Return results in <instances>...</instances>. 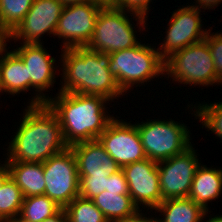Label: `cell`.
Instances as JSON below:
<instances>
[{
	"instance_id": "2e32d148",
	"label": "cell",
	"mask_w": 222,
	"mask_h": 222,
	"mask_svg": "<svg viewBox=\"0 0 222 222\" xmlns=\"http://www.w3.org/2000/svg\"><path fill=\"white\" fill-rule=\"evenodd\" d=\"M79 177L107 178L122 168L105 151L98 139L71 145Z\"/></svg>"
},
{
	"instance_id": "ffe728a7",
	"label": "cell",
	"mask_w": 222,
	"mask_h": 222,
	"mask_svg": "<svg viewBox=\"0 0 222 222\" xmlns=\"http://www.w3.org/2000/svg\"><path fill=\"white\" fill-rule=\"evenodd\" d=\"M91 200L109 222H127L140 210L130 195L119 192L105 190Z\"/></svg>"
},
{
	"instance_id": "44dd1931",
	"label": "cell",
	"mask_w": 222,
	"mask_h": 222,
	"mask_svg": "<svg viewBox=\"0 0 222 222\" xmlns=\"http://www.w3.org/2000/svg\"><path fill=\"white\" fill-rule=\"evenodd\" d=\"M155 210L164 216L161 222H201L209 212L190 198L165 199Z\"/></svg>"
},
{
	"instance_id": "7a4b0ae2",
	"label": "cell",
	"mask_w": 222,
	"mask_h": 222,
	"mask_svg": "<svg viewBox=\"0 0 222 222\" xmlns=\"http://www.w3.org/2000/svg\"><path fill=\"white\" fill-rule=\"evenodd\" d=\"M106 102L109 100L102 96L59 92L55 98L49 97L46 105L57 116L64 141L70 147L96 140L104 132L115 118L106 114Z\"/></svg>"
},
{
	"instance_id": "4fadbf2b",
	"label": "cell",
	"mask_w": 222,
	"mask_h": 222,
	"mask_svg": "<svg viewBox=\"0 0 222 222\" xmlns=\"http://www.w3.org/2000/svg\"><path fill=\"white\" fill-rule=\"evenodd\" d=\"M102 8L93 3L64 6L55 35L65 39L63 49L85 47L90 42Z\"/></svg>"
},
{
	"instance_id": "5b68a950",
	"label": "cell",
	"mask_w": 222,
	"mask_h": 222,
	"mask_svg": "<svg viewBox=\"0 0 222 222\" xmlns=\"http://www.w3.org/2000/svg\"><path fill=\"white\" fill-rule=\"evenodd\" d=\"M164 74L182 84L208 86L218 84L208 42L189 45L165 60ZM193 84V85H192Z\"/></svg>"
},
{
	"instance_id": "52a82bcc",
	"label": "cell",
	"mask_w": 222,
	"mask_h": 222,
	"mask_svg": "<svg viewBox=\"0 0 222 222\" xmlns=\"http://www.w3.org/2000/svg\"><path fill=\"white\" fill-rule=\"evenodd\" d=\"M127 11L117 7L102 8L98 14L93 36L87 48L97 52L113 53L136 46L135 28Z\"/></svg>"
},
{
	"instance_id": "5bb4252c",
	"label": "cell",
	"mask_w": 222,
	"mask_h": 222,
	"mask_svg": "<svg viewBox=\"0 0 222 222\" xmlns=\"http://www.w3.org/2000/svg\"><path fill=\"white\" fill-rule=\"evenodd\" d=\"M64 6L60 0H34L23 21L5 38V41L19 39L23 41L22 44H37L42 43L40 37L45 33L55 36Z\"/></svg>"
},
{
	"instance_id": "d590c367",
	"label": "cell",
	"mask_w": 222,
	"mask_h": 222,
	"mask_svg": "<svg viewBox=\"0 0 222 222\" xmlns=\"http://www.w3.org/2000/svg\"><path fill=\"white\" fill-rule=\"evenodd\" d=\"M65 6L86 3L87 0H60Z\"/></svg>"
},
{
	"instance_id": "6da1fadb",
	"label": "cell",
	"mask_w": 222,
	"mask_h": 222,
	"mask_svg": "<svg viewBox=\"0 0 222 222\" xmlns=\"http://www.w3.org/2000/svg\"><path fill=\"white\" fill-rule=\"evenodd\" d=\"M9 142L7 162L42 163L68 148L57 116L46 105L27 106Z\"/></svg>"
},
{
	"instance_id": "8fae6325",
	"label": "cell",
	"mask_w": 222,
	"mask_h": 222,
	"mask_svg": "<svg viewBox=\"0 0 222 222\" xmlns=\"http://www.w3.org/2000/svg\"><path fill=\"white\" fill-rule=\"evenodd\" d=\"M120 120L113 118L98 140L109 156L122 168L147 157L137 126Z\"/></svg>"
},
{
	"instance_id": "9c48e42d",
	"label": "cell",
	"mask_w": 222,
	"mask_h": 222,
	"mask_svg": "<svg viewBox=\"0 0 222 222\" xmlns=\"http://www.w3.org/2000/svg\"><path fill=\"white\" fill-rule=\"evenodd\" d=\"M192 144L182 153L157 162L162 200L188 198L193 177L201 163Z\"/></svg>"
},
{
	"instance_id": "d6986e66",
	"label": "cell",
	"mask_w": 222,
	"mask_h": 222,
	"mask_svg": "<svg viewBox=\"0 0 222 222\" xmlns=\"http://www.w3.org/2000/svg\"><path fill=\"white\" fill-rule=\"evenodd\" d=\"M9 169L10 177L21 189L25 197L44 195L45 179L42 163L4 162Z\"/></svg>"
},
{
	"instance_id": "d4e9b609",
	"label": "cell",
	"mask_w": 222,
	"mask_h": 222,
	"mask_svg": "<svg viewBox=\"0 0 222 222\" xmlns=\"http://www.w3.org/2000/svg\"><path fill=\"white\" fill-rule=\"evenodd\" d=\"M68 222H109L91 199L76 197L64 208Z\"/></svg>"
},
{
	"instance_id": "d6a6232c",
	"label": "cell",
	"mask_w": 222,
	"mask_h": 222,
	"mask_svg": "<svg viewBox=\"0 0 222 222\" xmlns=\"http://www.w3.org/2000/svg\"><path fill=\"white\" fill-rule=\"evenodd\" d=\"M142 211L139 210L130 220H128L127 222H161V219L156 218H147L145 217V215H143L142 213H140ZM144 216V217H143Z\"/></svg>"
},
{
	"instance_id": "7c38bea8",
	"label": "cell",
	"mask_w": 222,
	"mask_h": 222,
	"mask_svg": "<svg viewBox=\"0 0 222 222\" xmlns=\"http://www.w3.org/2000/svg\"><path fill=\"white\" fill-rule=\"evenodd\" d=\"M14 52L27 67V91L32 87L37 92V95L31 98L30 106L46 104L49 96H45L43 91L52 87L56 82L54 81L56 70L53 65L56 59L43 48L42 43L22 44L21 42V46L14 49Z\"/></svg>"
},
{
	"instance_id": "cb8c5ba5",
	"label": "cell",
	"mask_w": 222,
	"mask_h": 222,
	"mask_svg": "<svg viewBox=\"0 0 222 222\" xmlns=\"http://www.w3.org/2000/svg\"><path fill=\"white\" fill-rule=\"evenodd\" d=\"M23 199L21 189L9 177L0 189V222L19 215Z\"/></svg>"
},
{
	"instance_id": "ac0fdd59",
	"label": "cell",
	"mask_w": 222,
	"mask_h": 222,
	"mask_svg": "<svg viewBox=\"0 0 222 222\" xmlns=\"http://www.w3.org/2000/svg\"><path fill=\"white\" fill-rule=\"evenodd\" d=\"M222 192V170L199 165L188 198L202 206L206 211L208 202L218 199Z\"/></svg>"
},
{
	"instance_id": "8d00e7d4",
	"label": "cell",
	"mask_w": 222,
	"mask_h": 222,
	"mask_svg": "<svg viewBox=\"0 0 222 222\" xmlns=\"http://www.w3.org/2000/svg\"><path fill=\"white\" fill-rule=\"evenodd\" d=\"M5 222H31V221H28V220L22 218L21 216L17 215L13 218L6 220Z\"/></svg>"
},
{
	"instance_id": "836d02e7",
	"label": "cell",
	"mask_w": 222,
	"mask_h": 222,
	"mask_svg": "<svg viewBox=\"0 0 222 222\" xmlns=\"http://www.w3.org/2000/svg\"><path fill=\"white\" fill-rule=\"evenodd\" d=\"M87 2L96 4L101 8L115 7V0H87Z\"/></svg>"
},
{
	"instance_id": "9a60e30c",
	"label": "cell",
	"mask_w": 222,
	"mask_h": 222,
	"mask_svg": "<svg viewBox=\"0 0 222 222\" xmlns=\"http://www.w3.org/2000/svg\"><path fill=\"white\" fill-rule=\"evenodd\" d=\"M134 204L155 209L163 200L157 162L148 158L122 167Z\"/></svg>"
},
{
	"instance_id": "83f0119b",
	"label": "cell",
	"mask_w": 222,
	"mask_h": 222,
	"mask_svg": "<svg viewBox=\"0 0 222 222\" xmlns=\"http://www.w3.org/2000/svg\"><path fill=\"white\" fill-rule=\"evenodd\" d=\"M210 32L209 28L205 40L208 42L210 48L219 85L222 83V32L212 34Z\"/></svg>"
},
{
	"instance_id": "4316f807",
	"label": "cell",
	"mask_w": 222,
	"mask_h": 222,
	"mask_svg": "<svg viewBox=\"0 0 222 222\" xmlns=\"http://www.w3.org/2000/svg\"><path fill=\"white\" fill-rule=\"evenodd\" d=\"M151 1L152 0H115V7L127 11L130 15L133 14L131 16H133V20L135 18L137 25H140L139 28L142 26V28L145 29V22L148 18L147 14Z\"/></svg>"
},
{
	"instance_id": "ba28073f",
	"label": "cell",
	"mask_w": 222,
	"mask_h": 222,
	"mask_svg": "<svg viewBox=\"0 0 222 222\" xmlns=\"http://www.w3.org/2000/svg\"><path fill=\"white\" fill-rule=\"evenodd\" d=\"M43 164L45 183L44 195L65 208L79 196V174L76 157L70 147Z\"/></svg>"
},
{
	"instance_id": "277c9868",
	"label": "cell",
	"mask_w": 222,
	"mask_h": 222,
	"mask_svg": "<svg viewBox=\"0 0 222 222\" xmlns=\"http://www.w3.org/2000/svg\"><path fill=\"white\" fill-rule=\"evenodd\" d=\"M141 44L110 53L109 70L123 93L135 84L164 75L165 61L156 48Z\"/></svg>"
},
{
	"instance_id": "f546056e",
	"label": "cell",
	"mask_w": 222,
	"mask_h": 222,
	"mask_svg": "<svg viewBox=\"0 0 222 222\" xmlns=\"http://www.w3.org/2000/svg\"><path fill=\"white\" fill-rule=\"evenodd\" d=\"M106 190L119 192V195H129L127 180L122 169L107 177Z\"/></svg>"
},
{
	"instance_id": "4dcf8cb0",
	"label": "cell",
	"mask_w": 222,
	"mask_h": 222,
	"mask_svg": "<svg viewBox=\"0 0 222 222\" xmlns=\"http://www.w3.org/2000/svg\"><path fill=\"white\" fill-rule=\"evenodd\" d=\"M196 4L192 5L193 7H196L198 9L202 8V9H211L212 7L214 8L215 6H217L218 4H220L222 2V0H196L195 1ZM198 4V5H197Z\"/></svg>"
},
{
	"instance_id": "7402d4cb",
	"label": "cell",
	"mask_w": 222,
	"mask_h": 222,
	"mask_svg": "<svg viewBox=\"0 0 222 222\" xmlns=\"http://www.w3.org/2000/svg\"><path fill=\"white\" fill-rule=\"evenodd\" d=\"M34 0H0V37L7 38L23 21Z\"/></svg>"
},
{
	"instance_id": "1f68e13d",
	"label": "cell",
	"mask_w": 222,
	"mask_h": 222,
	"mask_svg": "<svg viewBox=\"0 0 222 222\" xmlns=\"http://www.w3.org/2000/svg\"><path fill=\"white\" fill-rule=\"evenodd\" d=\"M42 222H68V218L64 208H62L57 214L52 217L46 218Z\"/></svg>"
},
{
	"instance_id": "603a6c76",
	"label": "cell",
	"mask_w": 222,
	"mask_h": 222,
	"mask_svg": "<svg viewBox=\"0 0 222 222\" xmlns=\"http://www.w3.org/2000/svg\"><path fill=\"white\" fill-rule=\"evenodd\" d=\"M62 208L46 195L25 197L19 216L31 221L42 222L57 214Z\"/></svg>"
},
{
	"instance_id": "3957f363",
	"label": "cell",
	"mask_w": 222,
	"mask_h": 222,
	"mask_svg": "<svg viewBox=\"0 0 222 222\" xmlns=\"http://www.w3.org/2000/svg\"><path fill=\"white\" fill-rule=\"evenodd\" d=\"M62 81L60 92L97 95L113 100L124 95L109 70L110 55L85 47L61 50Z\"/></svg>"
},
{
	"instance_id": "30bf717a",
	"label": "cell",
	"mask_w": 222,
	"mask_h": 222,
	"mask_svg": "<svg viewBox=\"0 0 222 222\" xmlns=\"http://www.w3.org/2000/svg\"><path fill=\"white\" fill-rule=\"evenodd\" d=\"M200 11L201 9L188 4L173 12L164 43L157 48L164 61L173 53L206 38L209 30L201 29L203 25Z\"/></svg>"
},
{
	"instance_id": "8992f818",
	"label": "cell",
	"mask_w": 222,
	"mask_h": 222,
	"mask_svg": "<svg viewBox=\"0 0 222 222\" xmlns=\"http://www.w3.org/2000/svg\"><path fill=\"white\" fill-rule=\"evenodd\" d=\"M146 157L159 162L182 153L191 145L190 131L174 120L136 123Z\"/></svg>"
},
{
	"instance_id": "484cf974",
	"label": "cell",
	"mask_w": 222,
	"mask_h": 222,
	"mask_svg": "<svg viewBox=\"0 0 222 222\" xmlns=\"http://www.w3.org/2000/svg\"><path fill=\"white\" fill-rule=\"evenodd\" d=\"M197 107V109H196ZM192 110L196 114L195 118L200 120L205 128L211 130L216 137L218 136L222 140V102H214L210 104H200ZM222 142V141H221Z\"/></svg>"
},
{
	"instance_id": "f1b7e54d",
	"label": "cell",
	"mask_w": 222,
	"mask_h": 222,
	"mask_svg": "<svg viewBox=\"0 0 222 222\" xmlns=\"http://www.w3.org/2000/svg\"><path fill=\"white\" fill-rule=\"evenodd\" d=\"M79 196L92 199L106 190L107 178L79 177Z\"/></svg>"
},
{
	"instance_id": "e575fe53",
	"label": "cell",
	"mask_w": 222,
	"mask_h": 222,
	"mask_svg": "<svg viewBox=\"0 0 222 222\" xmlns=\"http://www.w3.org/2000/svg\"><path fill=\"white\" fill-rule=\"evenodd\" d=\"M1 164V163H0ZM10 177L9 169L5 164L0 165V189L3 186L4 182Z\"/></svg>"
},
{
	"instance_id": "e0dca14e",
	"label": "cell",
	"mask_w": 222,
	"mask_h": 222,
	"mask_svg": "<svg viewBox=\"0 0 222 222\" xmlns=\"http://www.w3.org/2000/svg\"><path fill=\"white\" fill-rule=\"evenodd\" d=\"M5 39L0 40V93L27 92V67L12 50L7 52ZM4 91V92H3Z\"/></svg>"
},
{
	"instance_id": "74e56055",
	"label": "cell",
	"mask_w": 222,
	"mask_h": 222,
	"mask_svg": "<svg viewBox=\"0 0 222 222\" xmlns=\"http://www.w3.org/2000/svg\"><path fill=\"white\" fill-rule=\"evenodd\" d=\"M206 222H222V215L209 218Z\"/></svg>"
}]
</instances>
